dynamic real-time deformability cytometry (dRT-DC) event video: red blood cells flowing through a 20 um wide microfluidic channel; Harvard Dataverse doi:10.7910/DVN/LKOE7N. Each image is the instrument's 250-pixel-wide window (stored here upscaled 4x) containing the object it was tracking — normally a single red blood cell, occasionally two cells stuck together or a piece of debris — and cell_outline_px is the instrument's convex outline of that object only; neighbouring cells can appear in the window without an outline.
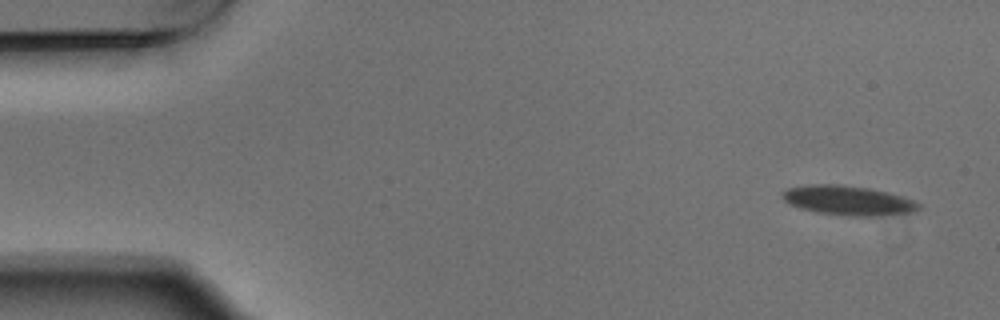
{"species": "Egyptian fruit bat (a non-hibernating species)", "species_latin": "Rousettus aegyptiacus", "temperature_condition": "warm", "stored_images_in_passage": 5, "camera_frame_rate_fps": 3000, "um_per_image_px": 0.085, "animal": {"sex": "male"}, "frame": {"image": 1, "passage_image": 1, "time_ms": 0.0, "image_size_px": [1000, 320], "cell_outline_px": [[920, 208], [916, 212], [876, 216], [852, 216], [820, 212], [800, 208], [788, 204], [780, 196], [780, 192], [788, 188], [804, 184], [840, 184], [868, 188], [888, 192], [904, 196], [916, 200], [920, 204]], "centroid_in_image_um": [72.1, 17.02], "position_along_channel_um": 12.9, "area_um2": 23.76}}
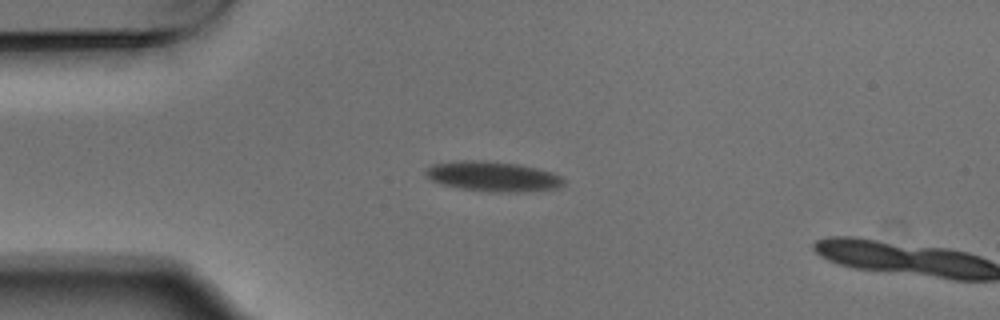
{"frame": {"image": 2, "passage_image": 4, "time_ms": 1.0, "image_size_px": [1000, 320], "cell_outline_px": [[564, 184], [560, 188], [516, 192], [492, 192], [460, 188], [440, 184], [432, 180], [424, 172], [432, 164], [460, 160], [488, 160], [516, 164], [536, 168], [552, 172], [560, 176], [564, 180]], "centroid_in_image_um": [41.9, 14.99], "position_along_channel_um": 43.1, "area_um2": 24.1}}